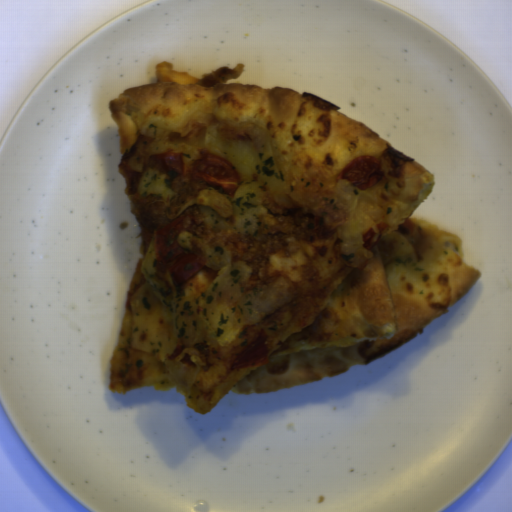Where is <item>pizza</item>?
Here are the masks:
<instances>
[{"mask_svg":"<svg viewBox=\"0 0 512 512\" xmlns=\"http://www.w3.org/2000/svg\"><path fill=\"white\" fill-rule=\"evenodd\" d=\"M218 274L216 268L203 266L199 272L185 282L187 295L195 298L203 294L215 282Z\"/></svg>","mask_w":512,"mask_h":512,"instance_id":"pizza-2","label":"pizza"},{"mask_svg":"<svg viewBox=\"0 0 512 512\" xmlns=\"http://www.w3.org/2000/svg\"><path fill=\"white\" fill-rule=\"evenodd\" d=\"M159 63L155 84L124 89L108 101L121 155L117 168L138 222L140 240L109 370V390L140 384L148 353L131 345V305L144 283L142 264L155 232L180 217L185 230L232 262L251 265L247 290L275 280L293 299L242 329L221 347L200 341L167 356L200 366L194 379L207 412L234 390L254 396L319 381L365 364L411 340L474 287L482 274L465 259L460 236L413 219L435 176L335 104L283 87L227 83L244 64L201 78ZM269 120L291 204L268 192L256 233L208 228L197 197L208 187L190 163L205 152L215 111ZM182 153L184 174L160 175L150 156ZM206 153V152H205ZM380 160L383 177L368 189L339 178L363 155ZM182 233V234H183ZM266 335L269 360L233 370L240 352Z\"/></svg>","mask_w":512,"mask_h":512,"instance_id":"pizza-1","label":"pizza"}]
</instances>
